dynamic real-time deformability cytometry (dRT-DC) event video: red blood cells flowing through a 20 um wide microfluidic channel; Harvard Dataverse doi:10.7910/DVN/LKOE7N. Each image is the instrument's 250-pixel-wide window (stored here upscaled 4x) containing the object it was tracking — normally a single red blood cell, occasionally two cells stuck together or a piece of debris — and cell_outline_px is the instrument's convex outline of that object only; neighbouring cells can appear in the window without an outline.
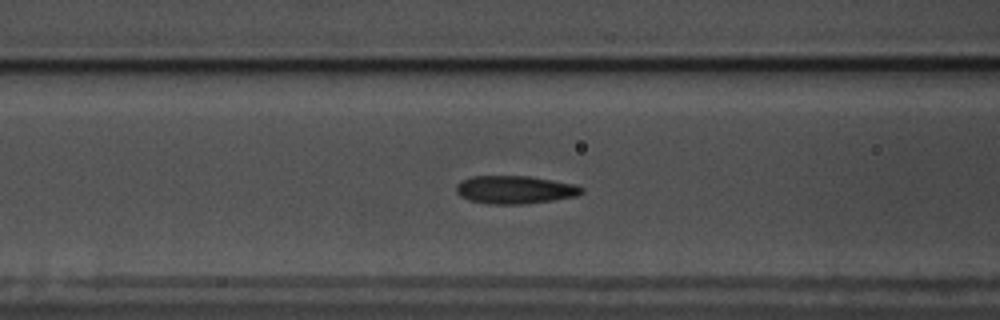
{"species": "common noctule bat (a hibernating species)", "species_latin": "Nyctalus noctula", "temperature_condition": "warm", "stored_images_in_passage": 50, "camera_frame_rate_fps": 3000, "um_per_image_px": 0.085, "animal": {"sex": "male", "body_mass_g": 17.5, "forearm_length_mm": 52.3}, "frame": {"image": 1, "passage_image": 19, "time_ms": 6.0, "image_size_px": [1000, 320], "cell_outline_px": [[584, 192], [576, 196], [552, 200], [524, 204], [488, 204], [468, 200], [460, 196], [456, 192], [456, 184], [460, 180], [472, 176], [528, 176], [576, 184], [584, 188]], "centroid_in_image_um": [43.75, 16.12], "position_along_channel_um": 122.9, "area_um2": 20.63}}
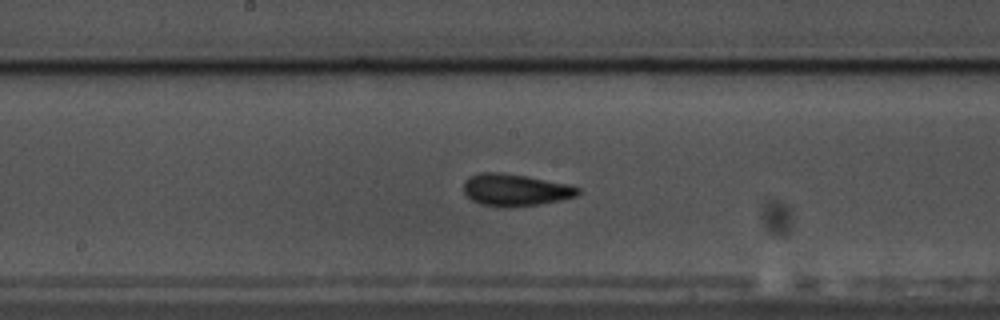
{"frame": {"image": 2, "passage_image": 26, "time_ms": 8.333, "image_size_px": [1000, 320], "cell_outline_px": [[580, 192], [576, 196], [560, 200], [536, 204], [504, 208], [480, 204], [472, 200], [464, 192], [464, 180], [480, 172], [496, 172], [528, 176], [568, 184], [580, 188]], "centroid_in_image_um": [43.79, 16.14], "position_along_channel_um": 204.4, "area_um2": 21.27}}
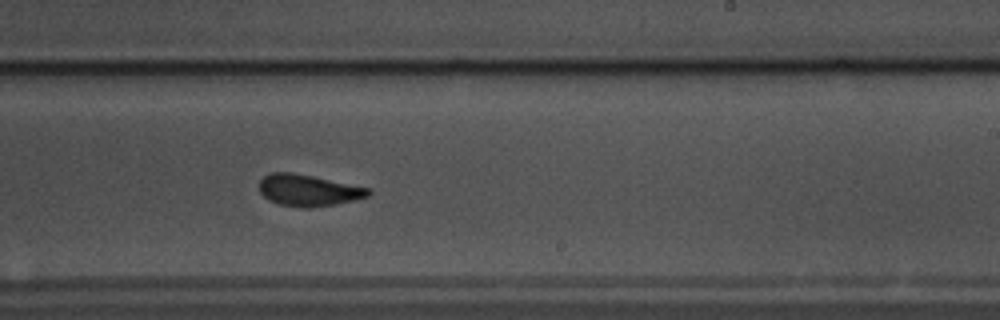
{"frame": {"image": 3, "passage_image": 31, "time_ms": 10.0, "image_size_px": [1000, 320], "cell_outline_px": [[372, 192], [368, 196], [352, 200], [332, 204], [308, 208], [300, 208], [280, 204], [268, 200], [260, 192], [260, 180], [268, 172], [292, 172], [372, 188]], "centroid_in_image_um": [26.2, 16.16], "position_along_channel_um": 262.8, "area_um2": 20.0}, "authors_computed_cell_mechanics": {"area_um2": 20.2011, "velocity_mm_per_s": 3.5099, "shape_relaxation_time_tau1_ms": 5.0442, "shape_relaxation_time_tau2_ms": 1.7804, "deformation_change_tau1": 0.1342, "deformation_change_tau2": 0.0694}}